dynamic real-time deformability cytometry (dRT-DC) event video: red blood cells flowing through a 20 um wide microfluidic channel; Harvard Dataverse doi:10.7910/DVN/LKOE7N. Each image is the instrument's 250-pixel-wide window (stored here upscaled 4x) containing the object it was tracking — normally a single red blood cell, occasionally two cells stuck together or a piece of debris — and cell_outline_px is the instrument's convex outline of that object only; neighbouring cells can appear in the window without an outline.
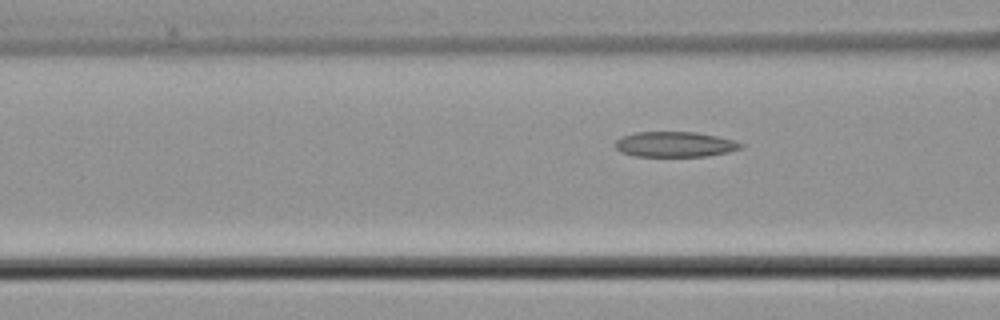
{"species": "common noctule bat (a hibernating species)", "species_latin": "Nyctalus noctula", "temperature_condition": "cold", "stored_images_in_passage": 4, "segment_of_instrument_passage": [2, 2], "camera_frame_rate_fps": 3000, "um_per_image_px": 0.085, "animal": {"sex": "male", "body_mass_g": 21.5, "forearm_length_mm": 52.0}, "frame": {"image": 1, "passage_image": 4, "time_ms": 3.667, "image_size_px": [1000, 320], "cell_outline_px": [[744, 148], [728, 152], [704, 156], [636, 156], [620, 152], [616, 148], [616, 140], [624, 136], [636, 132], [696, 132], [736, 140], [744, 144]], "centroid_in_image_um": [57.41, 12.27], "position_along_channel_um": 109.2, "area_um2": 18.5}}